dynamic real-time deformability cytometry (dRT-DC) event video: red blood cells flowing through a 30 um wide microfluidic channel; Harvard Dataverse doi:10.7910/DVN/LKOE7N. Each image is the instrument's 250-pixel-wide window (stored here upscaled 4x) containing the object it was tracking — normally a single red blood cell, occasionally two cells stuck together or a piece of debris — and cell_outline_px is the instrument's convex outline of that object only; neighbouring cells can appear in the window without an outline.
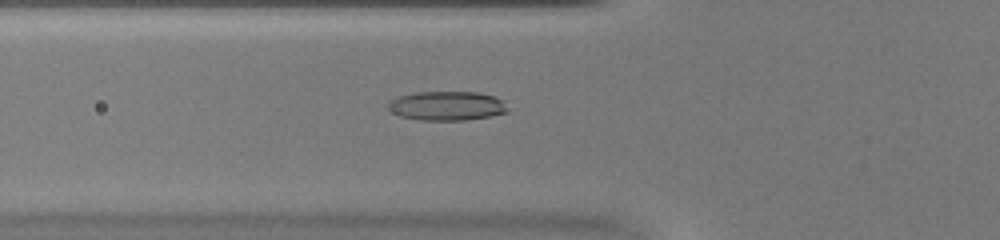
{"species": "common noctule bat (a hibernating species)", "species_latin": "Nyctalus noctula", "temperature_condition": "warm", "stored_images_in_passage": 42, "camera_frame_rate_fps": 3000, "um_per_image_px": 0.085, "animal": {"sex": "female", "body_mass_g": 20.0, "forearm_length_mm": 54.0}, "frame": {"image": 1, "passage_image": 10, "time_ms": 3.0, "image_size_px": [1000, 240], "cell_outline_px": [[508, 112], [492, 116], [468, 120], [420, 120], [400, 116], [392, 112], [388, 108], [388, 100], [396, 96], [416, 92], [480, 92], [492, 96], [500, 100], [508, 108]], "centroid_in_image_um": [37.95, 9.0], "position_along_channel_um": 87.9, "area_um2": 20.46}}
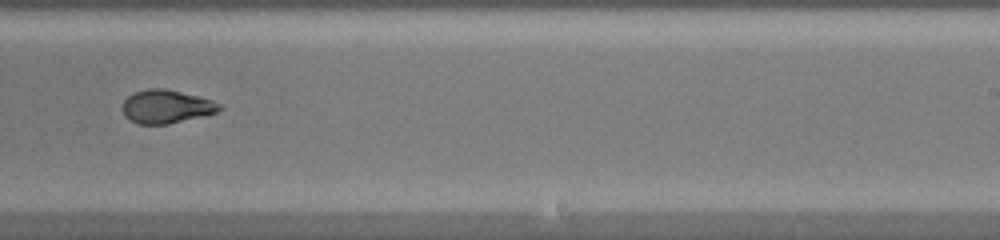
{"frame": {"image": 2, "passage_image": 24, "time_ms": 7.667, "image_size_px": [1000, 240], "cell_outline_px": [[224, 108], [208, 116], [168, 124], [136, 124], [128, 120], [124, 116], [120, 108], [124, 100], [132, 92], [148, 88], [164, 88], [212, 100], [220, 104]], "centroid_in_image_um": [14.1, 9.07], "position_along_channel_um": 274.9, "area_um2": 19.31}}
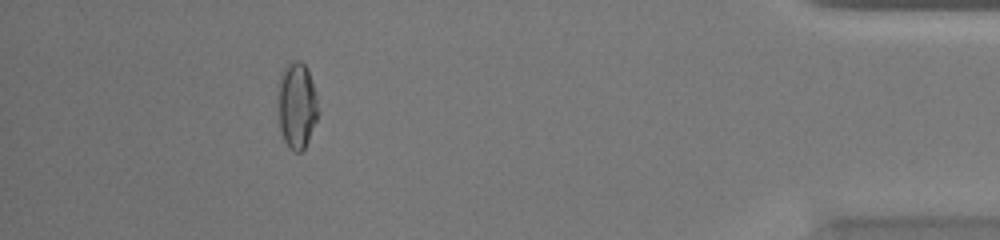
{"frame": {"image": 3, "passage_image": 38, "time_ms": 12.333, "image_size_px": [1000, 240], "cell_outline_px": [[320, 112], [308, 140], [304, 148], [300, 152], [296, 152], [288, 148], [284, 140], [280, 128], [276, 104], [276, 84], [280, 72], [288, 60], [300, 60], [304, 64], [308, 72], [316, 96]], "centroid_in_image_um": [25.17, 8.91], "position_along_channel_um": 410.0, "area_um2": 20.98}, "authors_computed_cell_mechanics": {"area_um2": 19.3919, "velocity_mm_per_s": 4.0054, "shape_relaxation_time_tau1_ms": null, "shape_relaxation_time_tau2_ms": 1.1235, "deformation_change_tau1": null, "deformation_change_tau2": 0.0646}}